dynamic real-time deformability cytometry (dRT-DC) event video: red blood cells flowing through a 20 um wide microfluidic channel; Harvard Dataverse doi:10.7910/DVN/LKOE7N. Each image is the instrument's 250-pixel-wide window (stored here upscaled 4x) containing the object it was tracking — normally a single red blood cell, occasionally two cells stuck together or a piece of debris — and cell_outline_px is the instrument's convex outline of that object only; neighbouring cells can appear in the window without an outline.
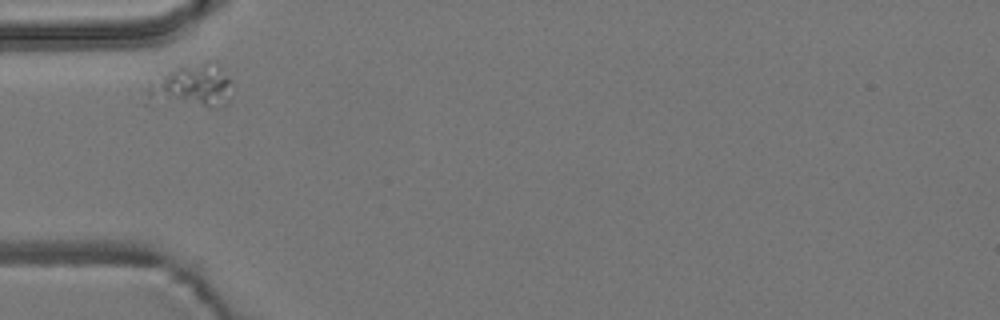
{"species": "common noctule bat (a hibernating species)", "species_latin": "Nyctalus noctula", "temperature_condition": "room temperature", "stored_images_in_passage": 1, "camera_frame_rate_fps": 3000, "um_per_image_px": 0.085, "animal": {"sex": "male", "body_mass_g": 19.2, "forearm_length_mm": 51.8}, "frame": {"image": 1, "passage_image": 1, "time_ms": 0.0, "image_size_px": [1000, 320], "cell_outline_px": [[232, 96], [228, 104], [220, 108], [208, 108], [148, 92], [148, 88], [164, 76], [176, 68], [204, 60], [212, 60], [232, 80]], "centroid_in_image_um": [16.7, 7.23], "position_along_channel_um": 68.3, "area_um2": 19.48}}